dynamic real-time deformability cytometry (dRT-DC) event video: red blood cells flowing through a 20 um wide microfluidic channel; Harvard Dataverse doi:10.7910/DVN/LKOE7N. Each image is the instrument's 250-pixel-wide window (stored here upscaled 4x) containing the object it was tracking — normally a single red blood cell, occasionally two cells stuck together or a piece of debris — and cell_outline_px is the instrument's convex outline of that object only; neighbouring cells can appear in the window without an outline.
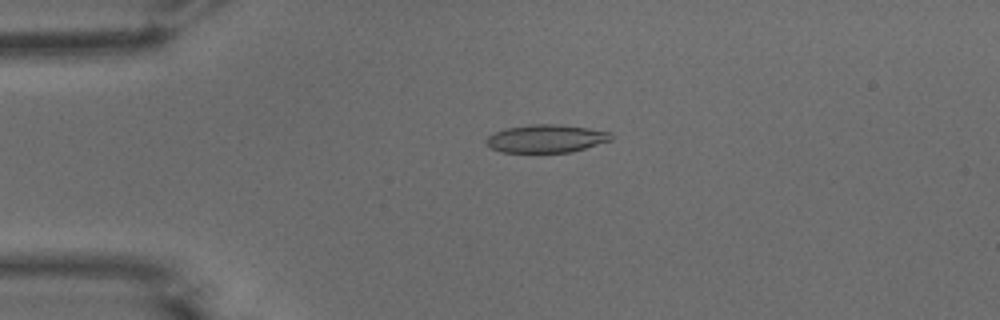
{"species": "common noctule bat (a hibernating species)", "species_latin": "Nyctalus noctula", "temperature_condition": "warm", "stored_images_in_passage": 52, "camera_frame_rate_fps": 3000, "um_per_image_px": 0.085, "animal": {"sex": "male", "body_mass_g": 15.6}, "frame": {"image": 1, "passage_image": 12, "time_ms": 3.667, "image_size_px": [1000, 320], "cell_outline_px": [[612, 140], [572, 152], [500, 152], [488, 148], [484, 140], [492, 132], [504, 128], [532, 124], [556, 124], [588, 128], [612, 132]], "centroid_in_image_um": [46.37, 11.78], "position_along_channel_um": 38.6, "area_um2": 20.63}}
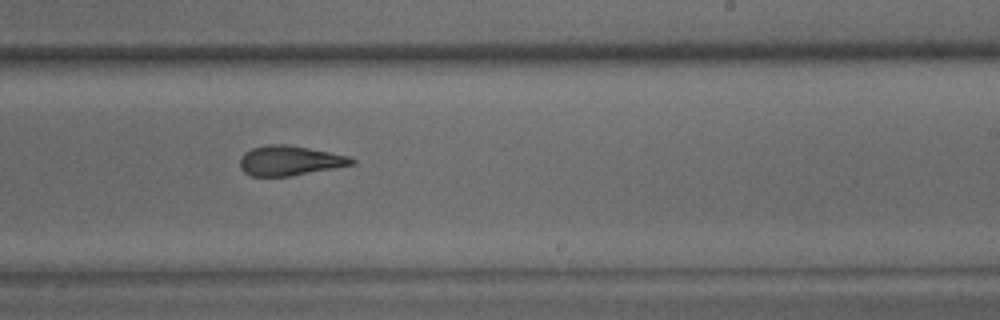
{"frame": {"image": 2, "passage_image": 32, "time_ms": 10.333, "image_size_px": [1000, 320], "cell_outline_px": [[356, 164], [336, 168], [288, 176], [252, 176], [244, 172], [240, 168], [240, 156], [244, 152], [252, 148], [268, 144], [288, 144], [348, 156], [356, 160]], "centroid_in_image_um": [24.61, 13.65], "position_along_channel_um": 264.4, "area_um2": 19.42}}
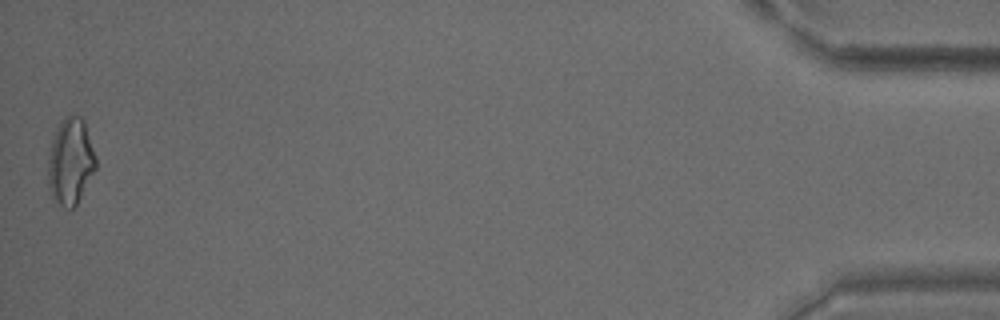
{"frame": {"image": 3, "passage_image": 52, "time_ms": 17.0, "image_size_px": [1000, 320], "cell_outline_px": [[96, 168], [76, 204], [72, 208], [64, 208], [52, 196], [48, 184], [48, 160], [52, 140], [60, 120], [68, 116], [80, 116], [84, 120], [96, 156]], "centroid_in_image_um": [6.0, 13.7], "position_along_channel_um": 429.2, "area_um2": 23.76}, "authors_computed_cell_mechanics": {"area_um2": 20.1144, "velocity_mm_per_s": 3.8487, "shape_relaxation_time_tau1_ms": 6.9844, "shape_relaxation_time_tau2_ms": 2.6914, "deformation_change_tau1": 0.2154, "deformation_change_tau2": 0.129}}